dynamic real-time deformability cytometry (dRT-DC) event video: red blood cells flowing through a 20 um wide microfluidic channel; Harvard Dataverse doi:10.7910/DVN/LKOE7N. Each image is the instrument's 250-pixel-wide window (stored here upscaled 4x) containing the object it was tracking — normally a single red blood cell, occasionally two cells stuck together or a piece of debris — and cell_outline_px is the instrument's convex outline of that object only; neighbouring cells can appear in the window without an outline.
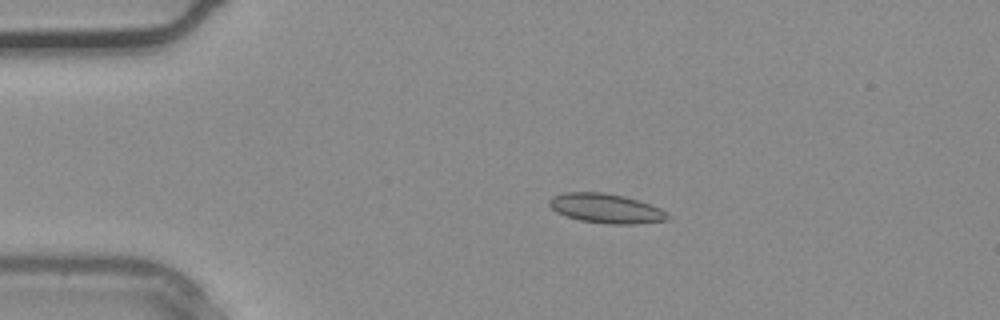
{"species": "common noctule bat (a hibernating species)", "species_latin": "Nyctalus noctula", "temperature_condition": "warm", "stored_images_in_passage": 14, "camera_frame_rate_fps": 3000, "um_per_image_px": 0.085, "animal": {"sex": "male", "body_mass_g": 20.4}, "frame": {"image": 1, "passage_image": 7, "time_ms": 2.0, "image_size_px": [1000, 320], "cell_outline_px": [[668, 220], [636, 224], [608, 224], [580, 220], [556, 212], [548, 204], [548, 200], [552, 196], [564, 192], [604, 192], [624, 196], [660, 208], [668, 216]], "centroid_in_image_um": [51.46, 17.71], "position_along_channel_um": 33.5, "area_um2": 20.17}}